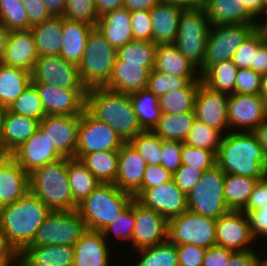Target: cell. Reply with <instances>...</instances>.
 <instances>
[{
    "mask_svg": "<svg viewBox=\"0 0 267 266\" xmlns=\"http://www.w3.org/2000/svg\"><path fill=\"white\" fill-rule=\"evenodd\" d=\"M267 105L261 94L234 93L228 97L230 131L252 132L266 120Z\"/></svg>",
    "mask_w": 267,
    "mask_h": 266,
    "instance_id": "15",
    "label": "cell"
},
{
    "mask_svg": "<svg viewBox=\"0 0 267 266\" xmlns=\"http://www.w3.org/2000/svg\"><path fill=\"white\" fill-rule=\"evenodd\" d=\"M216 219L186 210L168 220V240L175 245L193 244L202 248L216 245Z\"/></svg>",
    "mask_w": 267,
    "mask_h": 266,
    "instance_id": "10",
    "label": "cell"
},
{
    "mask_svg": "<svg viewBox=\"0 0 267 266\" xmlns=\"http://www.w3.org/2000/svg\"><path fill=\"white\" fill-rule=\"evenodd\" d=\"M258 180L261 179L226 174L224 180V198L227 208L229 210L242 211L246 207L250 194Z\"/></svg>",
    "mask_w": 267,
    "mask_h": 266,
    "instance_id": "40",
    "label": "cell"
},
{
    "mask_svg": "<svg viewBox=\"0 0 267 266\" xmlns=\"http://www.w3.org/2000/svg\"><path fill=\"white\" fill-rule=\"evenodd\" d=\"M0 266H19V262H1Z\"/></svg>",
    "mask_w": 267,
    "mask_h": 266,
    "instance_id": "78",
    "label": "cell"
},
{
    "mask_svg": "<svg viewBox=\"0 0 267 266\" xmlns=\"http://www.w3.org/2000/svg\"><path fill=\"white\" fill-rule=\"evenodd\" d=\"M257 24L213 25L210 27L203 62V73L212 65L232 59L238 47Z\"/></svg>",
    "mask_w": 267,
    "mask_h": 266,
    "instance_id": "11",
    "label": "cell"
},
{
    "mask_svg": "<svg viewBox=\"0 0 267 266\" xmlns=\"http://www.w3.org/2000/svg\"><path fill=\"white\" fill-rule=\"evenodd\" d=\"M7 107L0 105V155H3V129Z\"/></svg>",
    "mask_w": 267,
    "mask_h": 266,
    "instance_id": "75",
    "label": "cell"
},
{
    "mask_svg": "<svg viewBox=\"0 0 267 266\" xmlns=\"http://www.w3.org/2000/svg\"><path fill=\"white\" fill-rule=\"evenodd\" d=\"M252 133L257 139V142L261 145L267 159V119L256 127Z\"/></svg>",
    "mask_w": 267,
    "mask_h": 266,
    "instance_id": "70",
    "label": "cell"
},
{
    "mask_svg": "<svg viewBox=\"0 0 267 266\" xmlns=\"http://www.w3.org/2000/svg\"><path fill=\"white\" fill-rule=\"evenodd\" d=\"M39 128L37 119L7 110L3 129V155H10Z\"/></svg>",
    "mask_w": 267,
    "mask_h": 266,
    "instance_id": "33",
    "label": "cell"
},
{
    "mask_svg": "<svg viewBox=\"0 0 267 266\" xmlns=\"http://www.w3.org/2000/svg\"><path fill=\"white\" fill-rule=\"evenodd\" d=\"M267 203V176L258 180L250 194L246 207L242 210L248 213L253 210H259Z\"/></svg>",
    "mask_w": 267,
    "mask_h": 266,
    "instance_id": "61",
    "label": "cell"
},
{
    "mask_svg": "<svg viewBox=\"0 0 267 266\" xmlns=\"http://www.w3.org/2000/svg\"><path fill=\"white\" fill-rule=\"evenodd\" d=\"M99 17L115 9L123 8V0H94Z\"/></svg>",
    "mask_w": 267,
    "mask_h": 266,
    "instance_id": "68",
    "label": "cell"
},
{
    "mask_svg": "<svg viewBox=\"0 0 267 266\" xmlns=\"http://www.w3.org/2000/svg\"><path fill=\"white\" fill-rule=\"evenodd\" d=\"M211 24L204 7L183 9L179 19L177 49L203 74V62Z\"/></svg>",
    "mask_w": 267,
    "mask_h": 266,
    "instance_id": "7",
    "label": "cell"
},
{
    "mask_svg": "<svg viewBox=\"0 0 267 266\" xmlns=\"http://www.w3.org/2000/svg\"><path fill=\"white\" fill-rule=\"evenodd\" d=\"M0 261L1 262H19V253L8 242L4 231L0 228Z\"/></svg>",
    "mask_w": 267,
    "mask_h": 266,
    "instance_id": "65",
    "label": "cell"
},
{
    "mask_svg": "<svg viewBox=\"0 0 267 266\" xmlns=\"http://www.w3.org/2000/svg\"><path fill=\"white\" fill-rule=\"evenodd\" d=\"M234 251L222 246H212L206 249L202 266H225Z\"/></svg>",
    "mask_w": 267,
    "mask_h": 266,
    "instance_id": "63",
    "label": "cell"
},
{
    "mask_svg": "<svg viewBox=\"0 0 267 266\" xmlns=\"http://www.w3.org/2000/svg\"><path fill=\"white\" fill-rule=\"evenodd\" d=\"M38 57L35 39L30 29L10 32L2 64L32 72Z\"/></svg>",
    "mask_w": 267,
    "mask_h": 266,
    "instance_id": "25",
    "label": "cell"
},
{
    "mask_svg": "<svg viewBox=\"0 0 267 266\" xmlns=\"http://www.w3.org/2000/svg\"><path fill=\"white\" fill-rule=\"evenodd\" d=\"M29 190V173L10 155H0V207L15 203Z\"/></svg>",
    "mask_w": 267,
    "mask_h": 266,
    "instance_id": "24",
    "label": "cell"
},
{
    "mask_svg": "<svg viewBox=\"0 0 267 266\" xmlns=\"http://www.w3.org/2000/svg\"><path fill=\"white\" fill-rule=\"evenodd\" d=\"M157 44L153 41L133 40L116 50L117 60L141 64L152 71L155 67Z\"/></svg>",
    "mask_w": 267,
    "mask_h": 266,
    "instance_id": "44",
    "label": "cell"
},
{
    "mask_svg": "<svg viewBox=\"0 0 267 266\" xmlns=\"http://www.w3.org/2000/svg\"><path fill=\"white\" fill-rule=\"evenodd\" d=\"M123 144L109 125L93 117L86 109L80 115L76 159L91 152L119 151Z\"/></svg>",
    "mask_w": 267,
    "mask_h": 266,
    "instance_id": "12",
    "label": "cell"
},
{
    "mask_svg": "<svg viewBox=\"0 0 267 266\" xmlns=\"http://www.w3.org/2000/svg\"><path fill=\"white\" fill-rule=\"evenodd\" d=\"M30 191L50 211L75 210L78 204L73 200L67 172V158L40 166L29 173Z\"/></svg>",
    "mask_w": 267,
    "mask_h": 266,
    "instance_id": "4",
    "label": "cell"
},
{
    "mask_svg": "<svg viewBox=\"0 0 267 266\" xmlns=\"http://www.w3.org/2000/svg\"><path fill=\"white\" fill-rule=\"evenodd\" d=\"M119 151H99L84 154L79 160L100 183H114L118 170Z\"/></svg>",
    "mask_w": 267,
    "mask_h": 266,
    "instance_id": "38",
    "label": "cell"
},
{
    "mask_svg": "<svg viewBox=\"0 0 267 266\" xmlns=\"http://www.w3.org/2000/svg\"><path fill=\"white\" fill-rule=\"evenodd\" d=\"M74 246H27L19 254V266H73Z\"/></svg>",
    "mask_w": 267,
    "mask_h": 266,
    "instance_id": "27",
    "label": "cell"
},
{
    "mask_svg": "<svg viewBox=\"0 0 267 266\" xmlns=\"http://www.w3.org/2000/svg\"><path fill=\"white\" fill-rule=\"evenodd\" d=\"M183 142L162 140L161 165L174 174L182 165L181 152Z\"/></svg>",
    "mask_w": 267,
    "mask_h": 266,
    "instance_id": "55",
    "label": "cell"
},
{
    "mask_svg": "<svg viewBox=\"0 0 267 266\" xmlns=\"http://www.w3.org/2000/svg\"><path fill=\"white\" fill-rule=\"evenodd\" d=\"M94 27L70 21L62 17V47L60 56L66 61L78 65L83 58L88 35Z\"/></svg>",
    "mask_w": 267,
    "mask_h": 266,
    "instance_id": "32",
    "label": "cell"
},
{
    "mask_svg": "<svg viewBox=\"0 0 267 266\" xmlns=\"http://www.w3.org/2000/svg\"><path fill=\"white\" fill-rule=\"evenodd\" d=\"M154 70L183 77L189 81H202L199 70L182 55L173 43L158 44Z\"/></svg>",
    "mask_w": 267,
    "mask_h": 266,
    "instance_id": "31",
    "label": "cell"
},
{
    "mask_svg": "<svg viewBox=\"0 0 267 266\" xmlns=\"http://www.w3.org/2000/svg\"><path fill=\"white\" fill-rule=\"evenodd\" d=\"M204 9L211 26L257 24V18L241 0H205Z\"/></svg>",
    "mask_w": 267,
    "mask_h": 266,
    "instance_id": "26",
    "label": "cell"
},
{
    "mask_svg": "<svg viewBox=\"0 0 267 266\" xmlns=\"http://www.w3.org/2000/svg\"><path fill=\"white\" fill-rule=\"evenodd\" d=\"M80 116L46 115L39 128L61 157L75 158L78 144Z\"/></svg>",
    "mask_w": 267,
    "mask_h": 266,
    "instance_id": "19",
    "label": "cell"
},
{
    "mask_svg": "<svg viewBox=\"0 0 267 266\" xmlns=\"http://www.w3.org/2000/svg\"><path fill=\"white\" fill-rule=\"evenodd\" d=\"M134 111L143 130L152 131L161 117L159 99L148 89L130 94Z\"/></svg>",
    "mask_w": 267,
    "mask_h": 266,
    "instance_id": "42",
    "label": "cell"
},
{
    "mask_svg": "<svg viewBox=\"0 0 267 266\" xmlns=\"http://www.w3.org/2000/svg\"><path fill=\"white\" fill-rule=\"evenodd\" d=\"M203 171L196 168L189 167L187 165H181V167L173 174V181L176 185L188 195L192 188L202 177Z\"/></svg>",
    "mask_w": 267,
    "mask_h": 266,
    "instance_id": "59",
    "label": "cell"
},
{
    "mask_svg": "<svg viewBox=\"0 0 267 266\" xmlns=\"http://www.w3.org/2000/svg\"><path fill=\"white\" fill-rule=\"evenodd\" d=\"M149 75L150 70L141 64L124 63L116 59L105 87L124 94H132L147 89Z\"/></svg>",
    "mask_w": 267,
    "mask_h": 266,
    "instance_id": "29",
    "label": "cell"
},
{
    "mask_svg": "<svg viewBox=\"0 0 267 266\" xmlns=\"http://www.w3.org/2000/svg\"><path fill=\"white\" fill-rule=\"evenodd\" d=\"M181 162L182 165L204 172L216 165V155L208 149L195 148L183 143Z\"/></svg>",
    "mask_w": 267,
    "mask_h": 266,
    "instance_id": "53",
    "label": "cell"
},
{
    "mask_svg": "<svg viewBox=\"0 0 267 266\" xmlns=\"http://www.w3.org/2000/svg\"><path fill=\"white\" fill-rule=\"evenodd\" d=\"M132 253L136 258L134 264L130 261L129 266H178L176 245L168 239L159 245L141 248Z\"/></svg>",
    "mask_w": 267,
    "mask_h": 266,
    "instance_id": "41",
    "label": "cell"
},
{
    "mask_svg": "<svg viewBox=\"0 0 267 266\" xmlns=\"http://www.w3.org/2000/svg\"><path fill=\"white\" fill-rule=\"evenodd\" d=\"M245 7L259 19L266 11L264 0H241Z\"/></svg>",
    "mask_w": 267,
    "mask_h": 266,
    "instance_id": "71",
    "label": "cell"
},
{
    "mask_svg": "<svg viewBox=\"0 0 267 266\" xmlns=\"http://www.w3.org/2000/svg\"><path fill=\"white\" fill-rule=\"evenodd\" d=\"M216 245L234 252L258 249L249 219L243 211L230 210L216 220Z\"/></svg>",
    "mask_w": 267,
    "mask_h": 266,
    "instance_id": "13",
    "label": "cell"
},
{
    "mask_svg": "<svg viewBox=\"0 0 267 266\" xmlns=\"http://www.w3.org/2000/svg\"><path fill=\"white\" fill-rule=\"evenodd\" d=\"M0 24L9 31L30 29L22 0H0Z\"/></svg>",
    "mask_w": 267,
    "mask_h": 266,
    "instance_id": "48",
    "label": "cell"
},
{
    "mask_svg": "<svg viewBox=\"0 0 267 266\" xmlns=\"http://www.w3.org/2000/svg\"><path fill=\"white\" fill-rule=\"evenodd\" d=\"M178 266H202L206 248L193 244L176 245Z\"/></svg>",
    "mask_w": 267,
    "mask_h": 266,
    "instance_id": "57",
    "label": "cell"
},
{
    "mask_svg": "<svg viewBox=\"0 0 267 266\" xmlns=\"http://www.w3.org/2000/svg\"><path fill=\"white\" fill-rule=\"evenodd\" d=\"M225 175L217 164L205 170L187 195L188 210L216 220L230 211L224 198Z\"/></svg>",
    "mask_w": 267,
    "mask_h": 266,
    "instance_id": "8",
    "label": "cell"
},
{
    "mask_svg": "<svg viewBox=\"0 0 267 266\" xmlns=\"http://www.w3.org/2000/svg\"><path fill=\"white\" fill-rule=\"evenodd\" d=\"M51 211L30 190L15 203L0 207V228L20 254L35 238Z\"/></svg>",
    "mask_w": 267,
    "mask_h": 266,
    "instance_id": "3",
    "label": "cell"
},
{
    "mask_svg": "<svg viewBox=\"0 0 267 266\" xmlns=\"http://www.w3.org/2000/svg\"><path fill=\"white\" fill-rule=\"evenodd\" d=\"M146 164L161 165L162 139L153 131L144 130L129 142Z\"/></svg>",
    "mask_w": 267,
    "mask_h": 266,
    "instance_id": "49",
    "label": "cell"
},
{
    "mask_svg": "<svg viewBox=\"0 0 267 266\" xmlns=\"http://www.w3.org/2000/svg\"><path fill=\"white\" fill-rule=\"evenodd\" d=\"M254 71L262 76L267 75V42L265 41L259 45L255 52Z\"/></svg>",
    "mask_w": 267,
    "mask_h": 266,
    "instance_id": "66",
    "label": "cell"
},
{
    "mask_svg": "<svg viewBox=\"0 0 267 266\" xmlns=\"http://www.w3.org/2000/svg\"><path fill=\"white\" fill-rule=\"evenodd\" d=\"M260 18L257 20L256 29L261 33L263 40L267 42V10L264 12V14Z\"/></svg>",
    "mask_w": 267,
    "mask_h": 266,
    "instance_id": "74",
    "label": "cell"
},
{
    "mask_svg": "<svg viewBox=\"0 0 267 266\" xmlns=\"http://www.w3.org/2000/svg\"><path fill=\"white\" fill-rule=\"evenodd\" d=\"M86 230L84 221L77 209L51 211L38 228L35 238L29 246H73Z\"/></svg>",
    "mask_w": 267,
    "mask_h": 266,
    "instance_id": "9",
    "label": "cell"
},
{
    "mask_svg": "<svg viewBox=\"0 0 267 266\" xmlns=\"http://www.w3.org/2000/svg\"><path fill=\"white\" fill-rule=\"evenodd\" d=\"M167 239L168 220L135 199V224L130 246L133 248L131 251L159 245Z\"/></svg>",
    "mask_w": 267,
    "mask_h": 266,
    "instance_id": "18",
    "label": "cell"
},
{
    "mask_svg": "<svg viewBox=\"0 0 267 266\" xmlns=\"http://www.w3.org/2000/svg\"><path fill=\"white\" fill-rule=\"evenodd\" d=\"M67 172L73 200L79 205L100 182L86 166L76 158H67Z\"/></svg>",
    "mask_w": 267,
    "mask_h": 266,
    "instance_id": "39",
    "label": "cell"
},
{
    "mask_svg": "<svg viewBox=\"0 0 267 266\" xmlns=\"http://www.w3.org/2000/svg\"><path fill=\"white\" fill-rule=\"evenodd\" d=\"M42 101L46 115L80 116L86 106L87 89H64L47 83H32Z\"/></svg>",
    "mask_w": 267,
    "mask_h": 266,
    "instance_id": "17",
    "label": "cell"
},
{
    "mask_svg": "<svg viewBox=\"0 0 267 266\" xmlns=\"http://www.w3.org/2000/svg\"><path fill=\"white\" fill-rule=\"evenodd\" d=\"M31 83H47L64 89H86L78 66L60 55L38 57L31 72Z\"/></svg>",
    "mask_w": 267,
    "mask_h": 266,
    "instance_id": "14",
    "label": "cell"
},
{
    "mask_svg": "<svg viewBox=\"0 0 267 266\" xmlns=\"http://www.w3.org/2000/svg\"><path fill=\"white\" fill-rule=\"evenodd\" d=\"M228 97L229 95L213 91L201 82L195 98V118L226 135L230 132Z\"/></svg>",
    "mask_w": 267,
    "mask_h": 266,
    "instance_id": "20",
    "label": "cell"
},
{
    "mask_svg": "<svg viewBox=\"0 0 267 266\" xmlns=\"http://www.w3.org/2000/svg\"><path fill=\"white\" fill-rule=\"evenodd\" d=\"M266 244H267V242H266ZM262 250H261L262 256H260V266H267V252H265L266 249L265 250L262 249ZM263 252H265V254H263Z\"/></svg>",
    "mask_w": 267,
    "mask_h": 266,
    "instance_id": "77",
    "label": "cell"
},
{
    "mask_svg": "<svg viewBox=\"0 0 267 266\" xmlns=\"http://www.w3.org/2000/svg\"><path fill=\"white\" fill-rule=\"evenodd\" d=\"M63 18L83 22L96 28L99 16L94 0H66Z\"/></svg>",
    "mask_w": 267,
    "mask_h": 266,
    "instance_id": "50",
    "label": "cell"
},
{
    "mask_svg": "<svg viewBox=\"0 0 267 266\" xmlns=\"http://www.w3.org/2000/svg\"><path fill=\"white\" fill-rule=\"evenodd\" d=\"M263 85V76L256 71L247 69H238L235 80V93L253 95L261 94Z\"/></svg>",
    "mask_w": 267,
    "mask_h": 266,
    "instance_id": "54",
    "label": "cell"
},
{
    "mask_svg": "<svg viewBox=\"0 0 267 266\" xmlns=\"http://www.w3.org/2000/svg\"><path fill=\"white\" fill-rule=\"evenodd\" d=\"M188 81L183 77L173 76L156 70L150 71L147 89L157 97L183 88Z\"/></svg>",
    "mask_w": 267,
    "mask_h": 266,
    "instance_id": "52",
    "label": "cell"
},
{
    "mask_svg": "<svg viewBox=\"0 0 267 266\" xmlns=\"http://www.w3.org/2000/svg\"><path fill=\"white\" fill-rule=\"evenodd\" d=\"M96 28L116 50L134 40L131 12L124 7L99 17Z\"/></svg>",
    "mask_w": 267,
    "mask_h": 266,
    "instance_id": "28",
    "label": "cell"
},
{
    "mask_svg": "<svg viewBox=\"0 0 267 266\" xmlns=\"http://www.w3.org/2000/svg\"><path fill=\"white\" fill-rule=\"evenodd\" d=\"M48 13L53 17H63L66 0H42Z\"/></svg>",
    "mask_w": 267,
    "mask_h": 266,
    "instance_id": "69",
    "label": "cell"
},
{
    "mask_svg": "<svg viewBox=\"0 0 267 266\" xmlns=\"http://www.w3.org/2000/svg\"><path fill=\"white\" fill-rule=\"evenodd\" d=\"M85 109L96 119L109 125L124 143L144 130L139 124L130 94L106 87L87 90Z\"/></svg>",
    "mask_w": 267,
    "mask_h": 266,
    "instance_id": "1",
    "label": "cell"
},
{
    "mask_svg": "<svg viewBox=\"0 0 267 266\" xmlns=\"http://www.w3.org/2000/svg\"><path fill=\"white\" fill-rule=\"evenodd\" d=\"M223 136L220 131L195 118L193 127L184 143L195 148L208 149L217 155Z\"/></svg>",
    "mask_w": 267,
    "mask_h": 266,
    "instance_id": "47",
    "label": "cell"
},
{
    "mask_svg": "<svg viewBox=\"0 0 267 266\" xmlns=\"http://www.w3.org/2000/svg\"><path fill=\"white\" fill-rule=\"evenodd\" d=\"M263 41L261 33L255 29L249 37L241 43L231 59L238 69L250 68L254 70L255 52Z\"/></svg>",
    "mask_w": 267,
    "mask_h": 266,
    "instance_id": "51",
    "label": "cell"
},
{
    "mask_svg": "<svg viewBox=\"0 0 267 266\" xmlns=\"http://www.w3.org/2000/svg\"><path fill=\"white\" fill-rule=\"evenodd\" d=\"M31 84V72L0 63V105L8 107Z\"/></svg>",
    "mask_w": 267,
    "mask_h": 266,
    "instance_id": "36",
    "label": "cell"
},
{
    "mask_svg": "<svg viewBox=\"0 0 267 266\" xmlns=\"http://www.w3.org/2000/svg\"><path fill=\"white\" fill-rule=\"evenodd\" d=\"M146 162L141 155L128 143L119 150L118 170L114 184L121 190L134 197L142 189V180Z\"/></svg>",
    "mask_w": 267,
    "mask_h": 266,
    "instance_id": "23",
    "label": "cell"
},
{
    "mask_svg": "<svg viewBox=\"0 0 267 266\" xmlns=\"http://www.w3.org/2000/svg\"><path fill=\"white\" fill-rule=\"evenodd\" d=\"M134 196L114 183H100L77 207L86 229L102 231L113 223L132 202Z\"/></svg>",
    "mask_w": 267,
    "mask_h": 266,
    "instance_id": "5",
    "label": "cell"
},
{
    "mask_svg": "<svg viewBox=\"0 0 267 266\" xmlns=\"http://www.w3.org/2000/svg\"><path fill=\"white\" fill-rule=\"evenodd\" d=\"M10 32L11 31L7 30L2 24H0V63L2 62L5 54Z\"/></svg>",
    "mask_w": 267,
    "mask_h": 266,
    "instance_id": "73",
    "label": "cell"
},
{
    "mask_svg": "<svg viewBox=\"0 0 267 266\" xmlns=\"http://www.w3.org/2000/svg\"><path fill=\"white\" fill-rule=\"evenodd\" d=\"M265 8L267 10V0H264Z\"/></svg>",
    "mask_w": 267,
    "mask_h": 266,
    "instance_id": "79",
    "label": "cell"
},
{
    "mask_svg": "<svg viewBox=\"0 0 267 266\" xmlns=\"http://www.w3.org/2000/svg\"><path fill=\"white\" fill-rule=\"evenodd\" d=\"M39 57L59 55L62 47V17H53L30 28Z\"/></svg>",
    "mask_w": 267,
    "mask_h": 266,
    "instance_id": "34",
    "label": "cell"
},
{
    "mask_svg": "<svg viewBox=\"0 0 267 266\" xmlns=\"http://www.w3.org/2000/svg\"><path fill=\"white\" fill-rule=\"evenodd\" d=\"M73 246V266L115 265L116 261H113L114 255L111 252L113 248L107 243L101 231L87 229Z\"/></svg>",
    "mask_w": 267,
    "mask_h": 266,
    "instance_id": "22",
    "label": "cell"
},
{
    "mask_svg": "<svg viewBox=\"0 0 267 266\" xmlns=\"http://www.w3.org/2000/svg\"><path fill=\"white\" fill-rule=\"evenodd\" d=\"M22 4L27 11L30 28L51 17L42 0H22Z\"/></svg>",
    "mask_w": 267,
    "mask_h": 266,
    "instance_id": "62",
    "label": "cell"
},
{
    "mask_svg": "<svg viewBox=\"0 0 267 266\" xmlns=\"http://www.w3.org/2000/svg\"><path fill=\"white\" fill-rule=\"evenodd\" d=\"M252 249L242 252H234L225 266H260V246L259 249Z\"/></svg>",
    "mask_w": 267,
    "mask_h": 266,
    "instance_id": "64",
    "label": "cell"
},
{
    "mask_svg": "<svg viewBox=\"0 0 267 266\" xmlns=\"http://www.w3.org/2000/svg\"><path fill=\"white\" fill-rule=\"evenodd\" d=\"M250 227H251V233L254 237L256 242L259 246H265L260 245L261 241L263 239V243L267 241V203L260 208L259 210H253L247 213ZM261 239V240H259ZM265 240V241H264Z\"/></svg>",
    "mask_w": 267,
    "mask_h": 266,
    "instance_id": "58",
    "label": "cell"
},
{
    "mask_svg": "<svg viewBox=\"0 0 267 266\" xmlns=\"http://www.w3.org/2000/svg\"><path fill=\"white\" fill-rule=\"evenodd\" d=\"M238 68L232 60H224L210 66L202 75L201 80L211 90L232 95L235 93V80Z\"/></svg>",
    "mask_w": 267,
    "mask_h": 266,
    "instance_id": "37",
    "label": "cell"
},
{
    "mask_svg": "<svg viewBox=\"0 0 267 266\" xmlns=\"http://www.w3.org/2000/svg\"><path fill=\"white\" fill-rule=\"evenodd\" d=\"M183 9L181 6L160 1L150 10L154 43L158 45L175 42Z\"/></svg>",
    "mask_w": 267,
    "mask_h": 266,
    "instance_id": "30",
    "label": "cell"
},
{
    "mask_svg": "<svg viewBox=\"0 0 267 266\" xmlns=\"http://www.w3.org/2000/svg\"><path fill=\"white\" fill-rule=\"evenodd\" d=\"M161 1L181 6L184 9L203 7L205 3V0H161Z\"/></svg>",
    "mask_w": 267,
    "mask_h": 266,
    "instance_id": "72",
    "label": "cell"
},
{
    "mask_svg": "<svg viewBox=\"0 0 267 266\" xmlns=\"http://www.w3.org/2000/svg\"><path fill=\"white\" fill-rule=\"evenodd\" d=\"M195 121L194 111L162 113L153 132L162 140L185 142Z\"/></svg>",
    "mask_w": 267,
    "mask_h": 266,
    "instance_id": "35",
    "label": "cell"
},
{
    "mask_svg": "<svg viewBox=\"0 0 267 266\" xmlns=\"http://www.w3.org/2000/svg\"><path fill=\"white\" fill-rule=\"evenodd\" d=\"M173 174L162 165L147 164L142 180V189L153 188L172 180Z\"/></svg>",
    "mask_w": 267,
    "mask_h": 266,
    "instance_id": "60",
    "label": "cell"
},
{
    "mask_svg": "<svg viewBox=\"0 0 267 266\" xmlns=\"http://www.w3.org/2000/svg\"><path fill=\"white\" fill-rule=\"evenodd\" d=\"M261 96L265 100L267 105V75L263 76V85H262V93Z\"/></svg>",
    "mask_w": 267,
    "mask_h": 266,
    "instance_id": "76",
    "label": "cell"
},
{
    "mask_svg": "<svg viewBox=\"0 0 267 266\" xmlns=\"http://www.w3.org/2000/svg\"><path fill=\"white\" fill-rule=\"evenodd\" d=\"M134 224L135 198L132 200L131 204L118 215V218L113 223L107 224V226L101 232L103 233L107 243L112 245V248L114 244H111L113 242L111 239L113 240L114 237L115 242L117 239L123 242L127 240V243L131 245Z\"/></svg>",
    "mask_w": 267,
    "mask_h": 266,
    "instance_id": "45",
    "label": "cell"
},
{
    "mask_svg": "<svg viewBox=\"0 0 267 266\" xmlns=\"http://www.w3.org/2000/svg\"><path fill=\"white\" fill-rule=\"evenodd\" d=\"M10 156L28 173L62 158L40 128Z\"/></svg>",
    "mask_w": 267,
    "mask_h": 266,
    "instance_id": "21",
    "label": "cell"
},
{
    "mask_svg": "<svg viewBox=\"0 0 267 266\" xmlns=\"http://www.w3.org/2000/svg\"><path fill=\"white\" fill-rule=\"evenodd\" d=\"M202 81H189L183 88L158 97L162 113H182L194 111L195 98Z\"/></svg>",
    "mask_w": 267,
    "mask_h": 266,
    "instance_id": "43",
    "label": "cell"
},
{
    "mask_svg": "<svg viewBox=\"0 0 267 266\" xmlns=\"http://www.w3.org/2000/svg\"><path fill=\"white\" fill-rule=\"evenodd\" d=\"M131 21L134 40L153 41L150 11L138 10L131 12Z\"/></svg>",
    "mask_w": 267,
    "mask_h": 266,
    "instance_id": "56",
    "label": "cell"
},
{
    "mask_svg": "<svg viewBox=\"0 0 267 266\" xmlns=\"http://www.w3.org/2000/svg\"><path fill=\"white\" fill-rule=\"evenodd\" d=\"M216 164L225 174L263 179L267 176V159L252 132L230 131L223 136Z\"/></svg>",
    "mask_w": 267,
    "mask_h": 266,
    "instance_id": "2",
    "label": "cell"
},
{
    "mask_svg": "<svg viewBox=\"0 0 267 266\" xmlns=\"http://www.w3.org/2000/svg\"><path fill=\"white\" fill-rule=\"evenodd\" d=\"M7 110L11 113L37 119L39 122L46 116L39 93L32 83L16 101L7 107Z\"/></svg>",
    "mask_w": 267,
    "mask_h": 266,
    "instance_id": "46",
    "label": "cell"
},
{
    "mask_svg": "<svg viewBox=\"0 0 267 266\" xmlns=\"http://www.w3.org/2000/svg\"><path fill=\"white\" fill-rule=\"evenodd\" d=\"M116 58V49L106 41L97 28H93L88 35L83 58L77 65L83 86L87 90L105 87Z\"/></svg>",
    "mask_w": 267,
    "mask_h": 266,
    "instance_id": "6",
    "label": "cell"
},
{
    "mask_svg": "<svg viewBox=\"0 0 267 266\" xmlns=\"http://www.w3.org/2000/svg\"><path fill=\"white\" fill-rule=\"evenodd\" d=\"M134 198L143 206L157 211L167 220L188 210L187 195L173 179L153 188L141 189Z\"/></svg>",
    "mask_w": 267,
    "mask_h": 266,
    "instance_id": "16",
    "label": "cell"
},
{
    "mask_svg": "<svg viewBox=\"0 0 267 266\" xmlns=\"http://www.w3.org/2000/svg\"><path fill=\"white\" fill-rule=\"evenodd\" d=\"M161 0H123V7L129 12L138 10L150 11Z\"/></svg>",
    "mask_w": 267,
    "mask_h": 266,
    "instance_id": "67",
    "label": "cell"
}]
</instances>
